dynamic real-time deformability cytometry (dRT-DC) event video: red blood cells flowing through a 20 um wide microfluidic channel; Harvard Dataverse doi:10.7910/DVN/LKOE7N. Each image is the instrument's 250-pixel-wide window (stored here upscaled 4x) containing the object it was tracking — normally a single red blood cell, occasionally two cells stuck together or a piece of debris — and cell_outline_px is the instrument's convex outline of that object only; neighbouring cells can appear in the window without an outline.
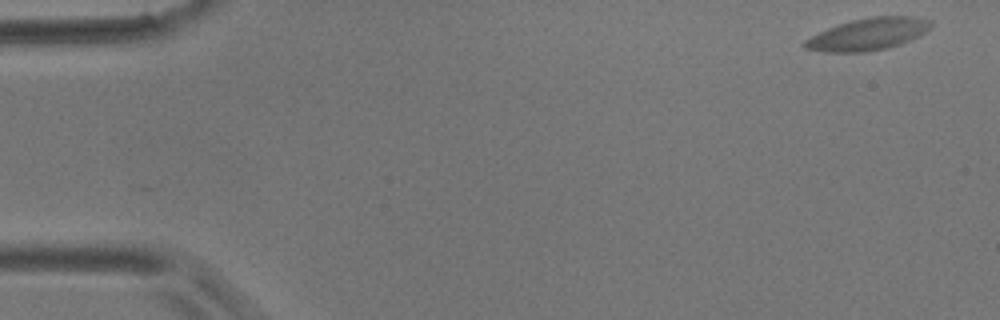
{"species": "common noctule bat (a hibernating species)", "species_latin": "Nyctalus noctula", "temperature_condition": "room temperature", "stored_images_in_passage": 4, "camera_frame_rate_fps": 3000, "um_per_image_px": 0.085, "animal": {"sex": "male", "body_mass_g": 17.9}, "frame": {"image": 1, "passage_image": 1, "time_ms": 0.0, "image_size_px": [1000, 320], "cell_outline_px": [[932, 24], [924, 32], [900, 44], [888, 48], [864, 52], [824, 52], [804, 48], [804, 40], [828, 28], [852, 20], [872, 16], [908, 16], [932, 20]], "centroid_in_image_um": [73.76, 2.91], "position_along_channel_um": 11.2, "area_um2": 23.18}}